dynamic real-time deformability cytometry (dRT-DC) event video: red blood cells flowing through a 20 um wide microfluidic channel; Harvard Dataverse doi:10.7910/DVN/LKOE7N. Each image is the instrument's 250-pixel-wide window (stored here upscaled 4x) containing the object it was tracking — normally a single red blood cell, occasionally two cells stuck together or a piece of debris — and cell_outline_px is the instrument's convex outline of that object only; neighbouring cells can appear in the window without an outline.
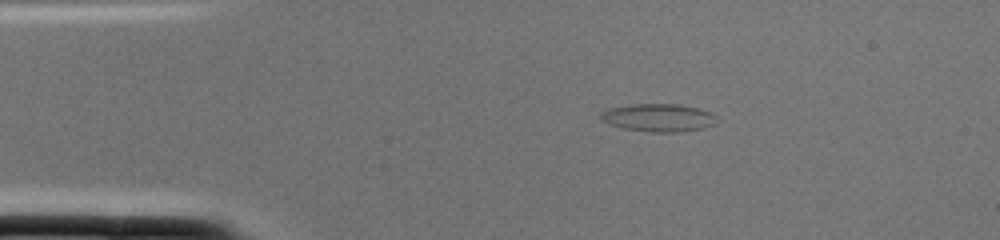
{"species": "common noctule bat (a hibernating species)", "species_latin": "Nyctalus noctula", "temperature_condition": "cold", "stored_images_in_passage": 1, "camera_frame_rate_fps": 3000, "um_per_image_px": 0.085, "animal": {"sex": "female", "body_mass_g": 22.0, "forearm_length_mm": 56.7}, "frame": {"image": 1, "passage_image": 1, "time_ms": 0.0, "image_size_px": [1000, 240], "cell_outline_px": [[716, 116], [712, 124], [700, 128], [680, 132], [648, 132], [624, 128], [608, 124], [600, 120], [600, 112], [612, 108], [632, 104], [680, 104], [700, 108], [712, 112]], "centroid_in_image_um": [55.94, 9.99], "position_along_channel_um": 29.1, "area_um2": 18.79}}